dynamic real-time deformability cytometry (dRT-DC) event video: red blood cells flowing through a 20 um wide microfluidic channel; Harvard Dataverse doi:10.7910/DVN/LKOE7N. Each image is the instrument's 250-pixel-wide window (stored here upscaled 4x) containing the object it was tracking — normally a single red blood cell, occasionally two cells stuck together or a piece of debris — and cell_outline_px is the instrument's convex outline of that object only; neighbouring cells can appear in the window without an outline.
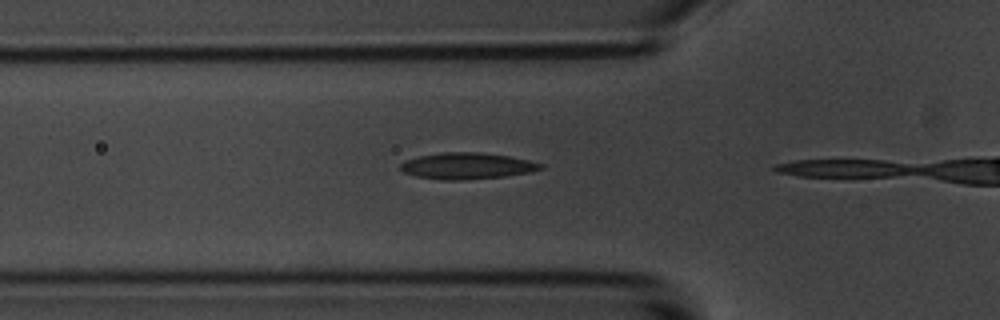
{"species": "common noctule bat (a hibernating species)", "species_latin": "Nyctalus noctula", "temperature_condition": "room temperature", "stored_images_in_passage": 5, "camera_frame_rate_fps": 3000, "um_per_image_px": 0.085, "animal": {"sex": "male", "body_mass_g": 20.1, "forearm_length_mm": 53.5}, "frame": {"image": 1, "passage_image": 4, "time_ms": 1.0, "image_size_px": [1000, 320], "cell_outline_px": [[544, 168], [532, 172], [504, 176], [460, 180], [444, 180], [416, 176], [404, 172], [400, 168], [400, 164], [404, 160], [420, 156], [440, 152], [480, 152], [508, 156], [528, 160], [544, 164]], "centroid_in_image_um": [39.7, 14.1], "position_along_channel_um": 86.1, "area_um2": 21.5}}